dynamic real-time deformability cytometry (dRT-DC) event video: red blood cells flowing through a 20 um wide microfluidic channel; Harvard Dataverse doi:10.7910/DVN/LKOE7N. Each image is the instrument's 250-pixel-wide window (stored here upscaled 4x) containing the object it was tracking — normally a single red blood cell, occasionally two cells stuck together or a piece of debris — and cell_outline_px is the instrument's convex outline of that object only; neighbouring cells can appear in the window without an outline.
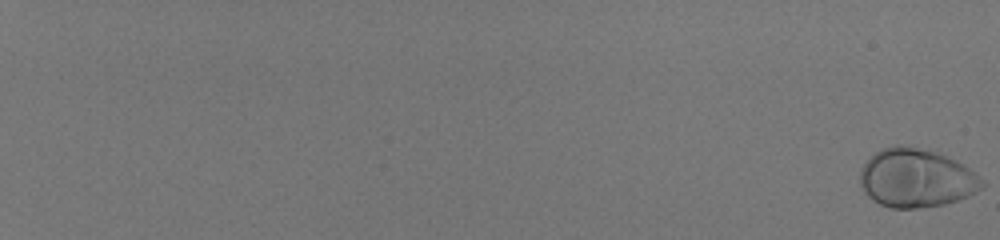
{"species": "human", "species_latin": "Homo sapiens", "temperature_condition": "room temperature", "stored_images_in_passage": 15, "camera_frame_rate_fps": 3000, "um_per_image_px": 0.085, "donor": {"sex": "male"}, "frame": {"image": 1, "passage_image": 1, "time_ms": 0.0, "image_size_px": [1000, 240], "cell_outline_px": [[984, 184], [976, 192], [968, 196], [944, 204], [916, 208], [892, 208], [880, 204], [872, 200], [864, 192], [860, 184], [860, 172], [864, 164], [876, 152], [884, 148], [896, 144], [900, 144], [936, 152], [956, 160], [964, 164], [980, 176], [984, 180]], "centroid_in_image_um": [77.88, 15.14], "position_along_channel_um": 7.1, "area_um2": 41.56}}